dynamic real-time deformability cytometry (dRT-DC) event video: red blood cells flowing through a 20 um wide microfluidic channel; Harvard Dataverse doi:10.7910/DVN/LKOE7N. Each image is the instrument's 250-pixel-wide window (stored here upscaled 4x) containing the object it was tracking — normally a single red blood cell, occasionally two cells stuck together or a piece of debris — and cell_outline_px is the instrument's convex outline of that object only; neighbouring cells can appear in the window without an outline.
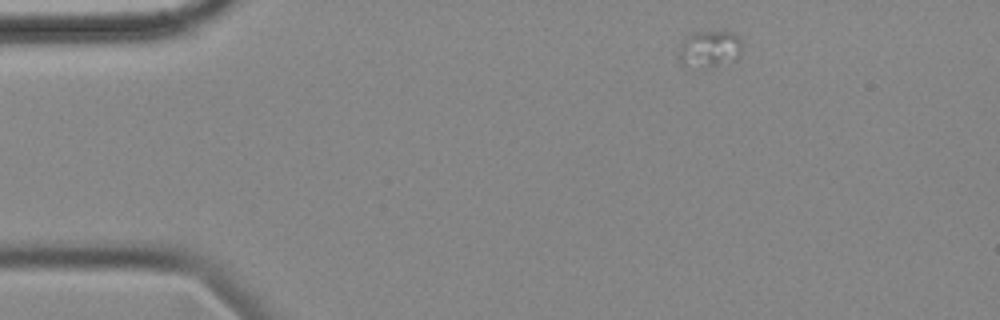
{"species": "common noctule bat (a hibernating species)", "species_latin": "Nyctalus noctula", "temperature_condition": "cold", "stored_images_in_passage": 15, "camera_frame_rate_fps": 3000, "um_per_image_px": 0.085, "animal": {"sex": "female", "body_mass_g": 18.4}, "frame": {"image": 1, "passage_image": 1, "time_ms": 0.0, "image_size_px": [1000, 320], "cell_outline_px": [[740, 56], [736, 60], [704, 68], [684, 68], [680, 64], [680, 44], [692, 32], [732, 32], [740, 36]], "centroid_in_image_um": [60.29, 4.19], "position_along_channel_um": 24.7, "area_um2": 13.7}}